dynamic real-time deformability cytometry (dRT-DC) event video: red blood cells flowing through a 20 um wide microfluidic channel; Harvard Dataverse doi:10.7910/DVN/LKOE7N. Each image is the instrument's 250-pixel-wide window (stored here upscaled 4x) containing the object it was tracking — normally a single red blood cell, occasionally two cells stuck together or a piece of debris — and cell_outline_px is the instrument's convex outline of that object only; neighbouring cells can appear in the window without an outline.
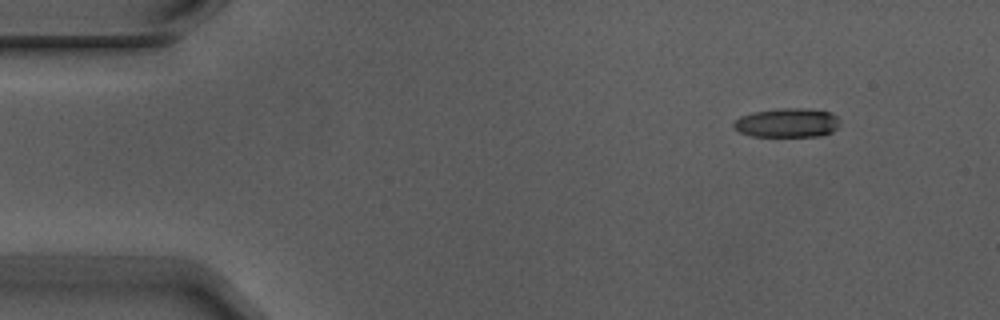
{"species": "Egyptian fruit bat (a non-hibernating species)", "species_latin": "Rousettus aegyptiacus", "temperature_condition": "warm", "stored_images_in_passage": 2, "camera_frame_rate_fps": 3000, "um_per_image_px": 0.085, "animal": {"sex": "male"}, "frame": {"image": 1, "passage_image": 2, "time_ms": 0.333, "image_size_px": [1000, 320], "cell_outline_px": [[840, 124], [832, 132], [820, 136], [752, 136], [740, 132], [732, 128], [732, 124], [740, 116], [752, 112], [780, 108], [808, 108], [832, 112], [840, 120]], "centroid_in_image_um": [66.92, 10.43], "position_along_channel_um": 18.1, "area_um2": 18.26}}